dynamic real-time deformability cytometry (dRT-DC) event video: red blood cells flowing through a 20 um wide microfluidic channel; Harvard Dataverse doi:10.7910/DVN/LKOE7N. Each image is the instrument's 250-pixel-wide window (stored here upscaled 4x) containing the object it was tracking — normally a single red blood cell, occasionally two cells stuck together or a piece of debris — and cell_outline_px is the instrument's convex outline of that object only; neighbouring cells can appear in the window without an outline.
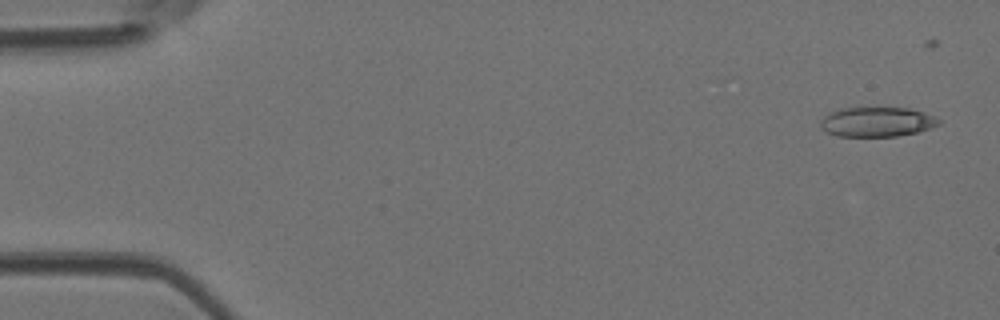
{"species": "Egyptian fruit bat (a non-hibernating species)", "species_latin": "Rousettus aegyptiacus", "temperature_condition": "room temperature", "stored_images_in_passage": 6, "camera_frame_rate_fps": 3000, "um_per_image_px": 0.085, "animal": {"sex": "female"}, "frame": {"image": 1, "passage_image": 1, "time_ms": 0.0, "image_size_px": [1000, 320], "cell_outline_px": [[940, 124], [932, 128], [916, 132], [896, 136], [836, 136], [820, 128], [820, 120], [824, 116], [840, 108], [908, 108], [924, 112], [940, 120]], "centroid_in_image_um": [74.53, 10.36], "position_along_channel_um": 10.5, "area_um2": 20.35}}
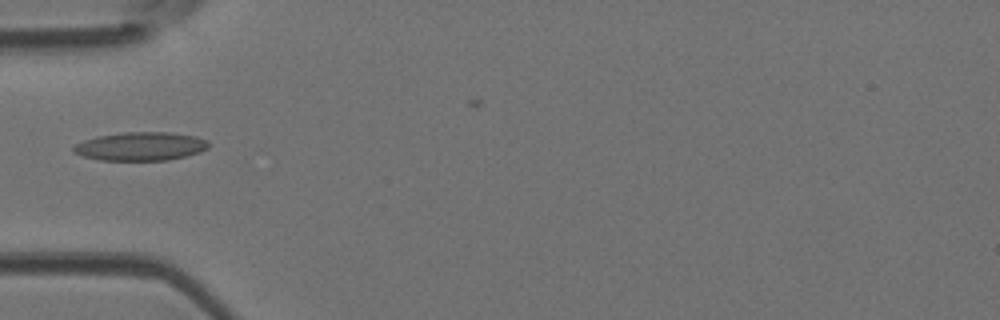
{"frame": {"image": 2, "passage_image": 5, "time_ms": 1.333, "image_size_px": [1000, 320], "cell_outline_px": [[208, 148], [200, 152], [168, 160], [100, 160], [84, 156], [72, 152], [72, 148], [76, 144], [84, 140], [96, 136], [124, 132], [168, 132], [196, 136], [208, 140]], "centroid_in_image_um": [11.95, 12.43], "position_along_channel_um": 73.1, "area_um2": 22.43}}
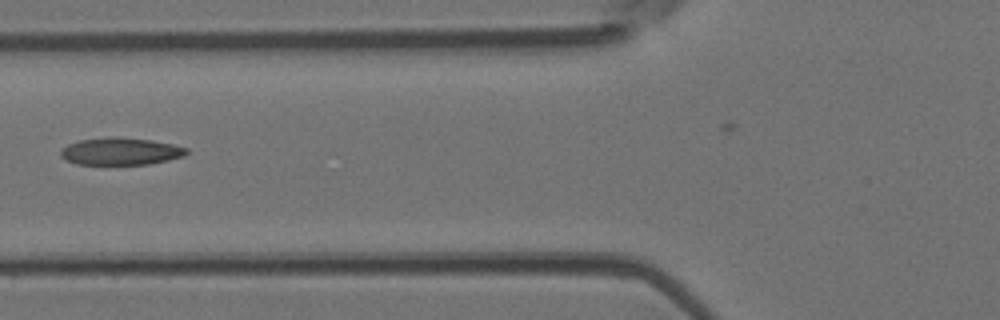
{"frame": {"image": 3, "passage_image": 6, "time_ms": 1.667, "image_size_px": [1000, 320], "cell_outline_px": [[188, 152], [184, 156], [168, 160], [148, 164], [76, 164], [60, 156], [60, 148], [68, 144], [80, 140], [108, 136], [116, 136], [152, 140], [172, 144], [188, 148]], "centroid_in_image_um": [10.24, 12.85], "position_along_channel_um": 115.6, "area_um2": 20.11}}